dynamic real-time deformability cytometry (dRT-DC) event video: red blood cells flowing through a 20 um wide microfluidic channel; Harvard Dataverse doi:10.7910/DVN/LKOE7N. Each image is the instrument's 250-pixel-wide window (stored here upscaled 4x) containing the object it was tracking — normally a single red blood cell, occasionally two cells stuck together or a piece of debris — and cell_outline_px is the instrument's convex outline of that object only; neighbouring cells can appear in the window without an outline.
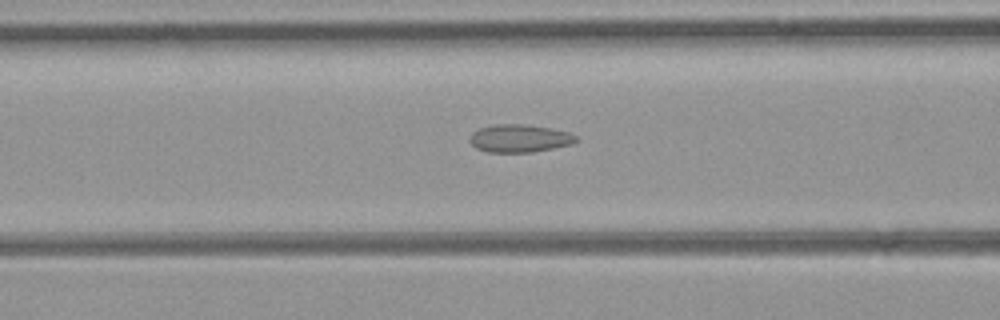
{"species": "common noctule bat (a hibernating species)", "species_latin": "Nyctalus noctula", "temperature_condition": "room temperature", "stored_images_in_passage": 29, "camera_frame_rate_fps": 3000, "um_per_image_px": 0.085, "animal": {"sex": "female", "body_mass_g": 21.9}, "frame": {"image": 1, "passage_image": 8, "time_ms": 2.333, "image_size_px": [1000, 320], "cell_outline_px": [[580, 140], [572, 144], [532, 152], [488, 152], [476, 148], [468, 140], [472, 132], [480, 128], [496, 124], [524, 124], [552, 128], [568, 132], [576, 136]], "centroid_in_image_um": [44.16, 11.76], "position_along_channel_um": 122.4, "area_um2": 17.28}}
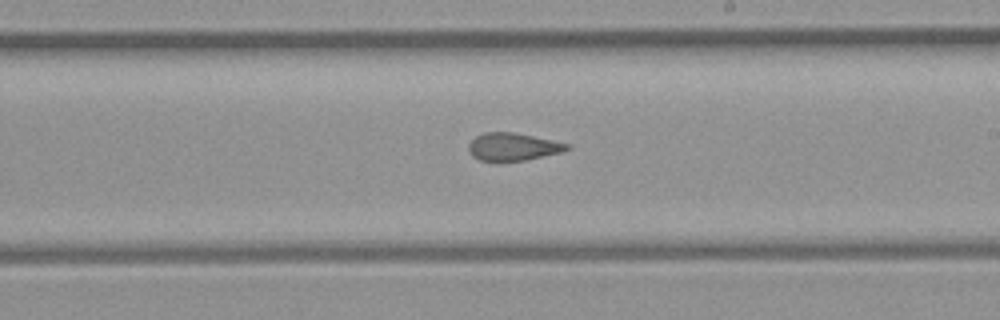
{"frame": {"image": 2, "passage_image": 17, "time_ms": 5.333, "image_size_px": [1000, 320], "cell_outline_px": [[572, 148], [564, 152], [524, 160], [496, 164], [480, 160], [472, 156], [468, 148], [468, 144], [476, 136], [484, 132], [512, 132], [552, 140], [568, 144]], "centroid_in_image_um": [43.57, 12.51], "position_along_channel_um": 245.4, "area_um2": 16.3}}
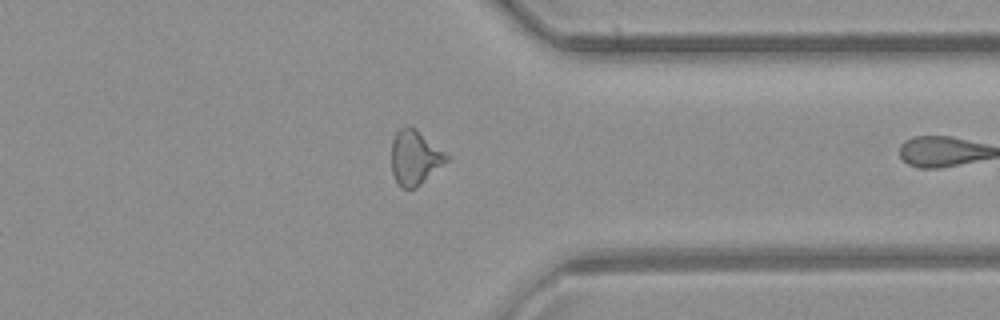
{"frame": {"image": 3, "passage_image": 27, "time_ms": 8.667, "image_size_px": [1000, 320], "cell_outline_px": [[452, 156], [448, 160], [416, 188], [400, 188], [392, 172], [392, 140], [396, 132], [400, 128], [408, 124], [416, 128]], "centroid_in_image_um": [35.29, 13.35], "position_along_channel_um": 376.1, "area_um2": 17.74}}